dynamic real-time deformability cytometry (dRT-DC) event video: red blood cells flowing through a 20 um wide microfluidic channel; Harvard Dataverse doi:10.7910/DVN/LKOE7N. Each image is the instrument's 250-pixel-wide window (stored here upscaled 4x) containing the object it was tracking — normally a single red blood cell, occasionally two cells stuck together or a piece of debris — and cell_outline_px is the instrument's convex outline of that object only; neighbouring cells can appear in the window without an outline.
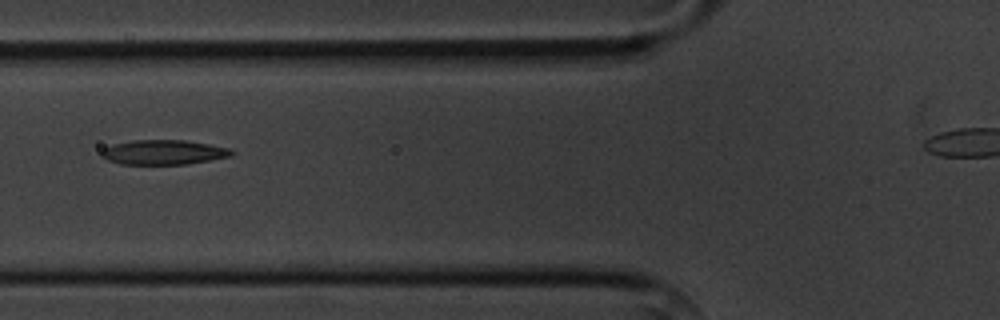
{"species": "common noctule bat (a hibernating species)", "species_latin": "Nyctalus noctula", "temperature_condition": "cold", "stored_images_in_passage": 6, "camera_frame_rate_fps": 3000, "um_per_image_px": 0.085, "animal": {"sex": "male", "body_mass_g": 20.1, "forearm_length_mm": 53.5}, "frame": {"image": 1, "passage_image": 3, "time_ms": 2.333, "image_size_px": [1000, 320], "cell_outline_px": [[236, 152], [232, 156], [188, 164], [120, 164], [108, 160], [100, 156], [100, 152], [104, 148], [112, 144], [132, 140], [184, 140], [232, 148]], "centroid_in_image_um": [13.92, 12.94], "position_along_channel_um": 111.9, "area_um2": 18.9}}
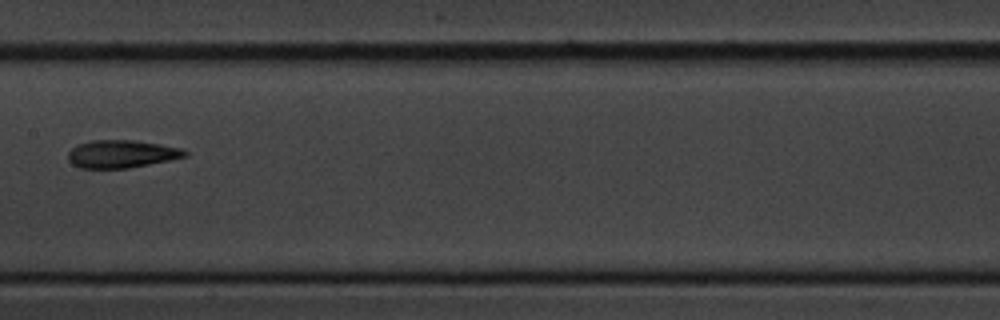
{"frame": {"image": 2, "passage_image": 5, "time_ms": 4.667, "image_size_px": [1000, 320], "cell_outline_px": [[188, 156], [128, 168], [80, 168], [72, 164], [68, 160], [68, 152], [72, 148], [80, 144], [92, 140], [136, 140], [184, 148], [188, 152]], "centroid_in_image_um": [10.35, 13.08], "position_along_channel_um": 197.0, "area_um2": 18.9}}
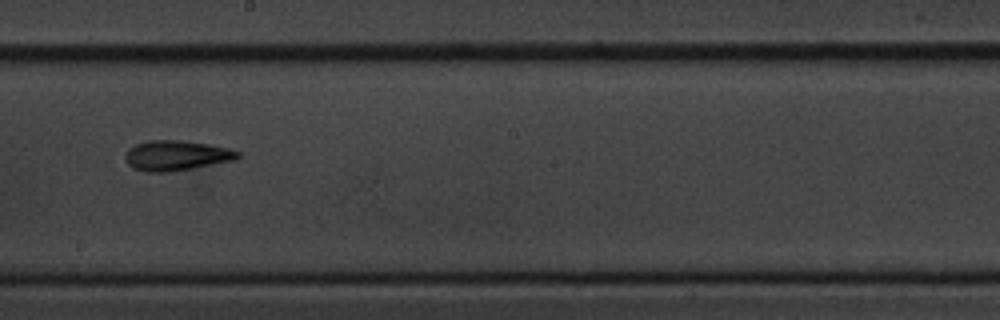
{"frame": {"image": 3, "passage_image": 6, "time_ms": 5.667, "image_size_px": [1000, 320], "cell_outline_px": [[240, 156], [232, 160], [192, 168], [168, 172], [148, 172], [132, 168], [124, 160], [124, 156], [128, 148], [136, 144], [152, 140], [180, 140], [208, 144], [228, 148], [240, 152]], "centroid_in_image_um": [14.93, 13.22], "position_along_channel_um": 233.3, "area_um2": 19.59}}